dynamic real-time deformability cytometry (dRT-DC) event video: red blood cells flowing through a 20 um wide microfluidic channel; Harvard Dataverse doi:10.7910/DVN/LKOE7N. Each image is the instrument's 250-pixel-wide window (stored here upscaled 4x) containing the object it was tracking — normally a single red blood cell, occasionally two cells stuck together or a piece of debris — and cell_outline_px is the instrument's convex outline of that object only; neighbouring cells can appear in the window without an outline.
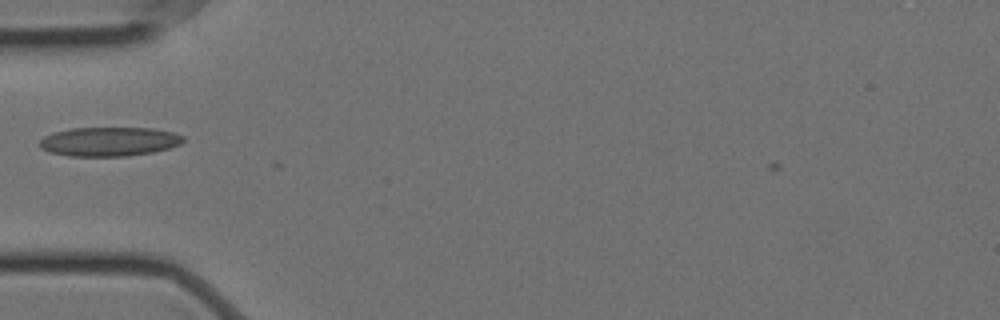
{"species": "Egyptian fruit bat (a non-hibernating species)", "species_latin": "Rousettus aegyptiacus", "temperature_condition": "cold", "stored_images_in_passage": 1, "camera_frame_rate_fps": 3000, "um_per_image_px": 0.085, "animal": {"sex": "female"}, "frame": {"image": 1, "passage_image": 1, "time_ms": 0.0, "image_size_px": [1000, 320], "cell_outline_px": [[184, 140], [180, 144], [168, 148], [152, 152], [128, 156], [68, 156], [52, 152], [40, 148], [40, 140], [44, 136], [52, 132], [72, 128], [152, 128], [172, 132], [184, 136]], "centroid_in_image_um": [9.27, 12.03], "position_along_channel_um": 75.7, "area_um2": 24.33}}